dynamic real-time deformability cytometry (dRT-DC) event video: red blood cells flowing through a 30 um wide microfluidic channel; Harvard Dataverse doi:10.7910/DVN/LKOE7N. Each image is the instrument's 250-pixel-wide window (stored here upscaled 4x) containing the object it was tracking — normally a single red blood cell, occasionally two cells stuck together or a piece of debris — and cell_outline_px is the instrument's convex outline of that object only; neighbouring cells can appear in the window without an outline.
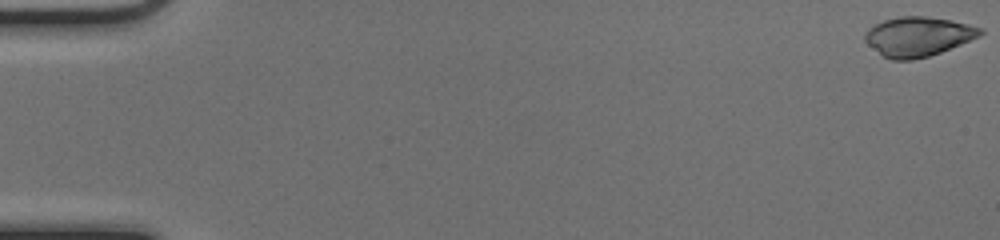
{"species": "common noctule bat (a hibernating species)", "species_latin": "Nyctalus noctula", "temperature_condition": "cold", "stored_images_in_passage": 51, "camera_frame_rate_fps": 3000, "um_per_image_px": 0.085, "animal": {"sex": "female", "body_mass_g": 17.0, "forearm_length_mm": 48.0}, "frame": {"image": 1, "passage_image": 1, "time_ms": 0.0, "image_size_px": [1000, 240], "cell_outline_px": [[984, 32], [980, 36], [940, 52], [928, 56], [912, 60], [892, 60], [884, 56], [868, 44], [864, 40], [864, 36], [868, 28], [884, 20], [900, 16], [924, 16], [948, 20], [968, 24], [984, 28]], "centroid_in_image_um": [78.04, 3.1], "position_along_channel_um": 7.0, "area_um2": 26.24}}
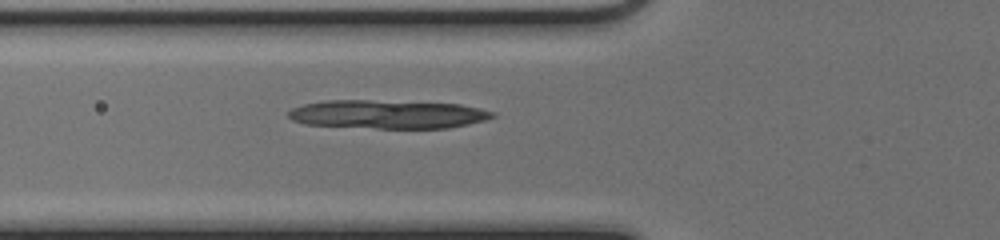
{"frame": {"image": 2, "passage_image": 20, "time_ms": 6.333, "image_size_px": [1000, 240], "cell_outline_px": [[496, 116], [484, 120], [468, 124], [448, 128], [376, 128], [304, 124], [292, 120], [288, 116], [288, 112], [292, 108], [304, 104], [324, 100], [368, 100], [460, 104], [480, 108], [496, 112]], "centroid_in_image_um": [32.95, 9.71], "position_along_channel_um": 92.8, "area_um2": 33.93}}
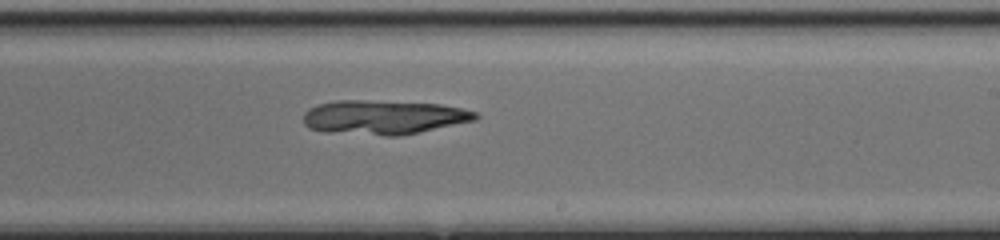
{"frame": {"image": 3, "passage_image": 32, "time_ms": 10.333, "image_size_px": [1000, 240], "cell_outline_px": [[480, 116], [476, 120], [400, 136], [384, 136], [324, 132], [308, 128], [304, 124], [304, 112], [308, 108], [316, 104], [336, 100], [364, 100], [440, 104], [460, 108], [476, 112]], "centroid_in_image_um": [32.56, 9.97], "position_along_channel_um": 256.4, "area_um2": 34.56}}